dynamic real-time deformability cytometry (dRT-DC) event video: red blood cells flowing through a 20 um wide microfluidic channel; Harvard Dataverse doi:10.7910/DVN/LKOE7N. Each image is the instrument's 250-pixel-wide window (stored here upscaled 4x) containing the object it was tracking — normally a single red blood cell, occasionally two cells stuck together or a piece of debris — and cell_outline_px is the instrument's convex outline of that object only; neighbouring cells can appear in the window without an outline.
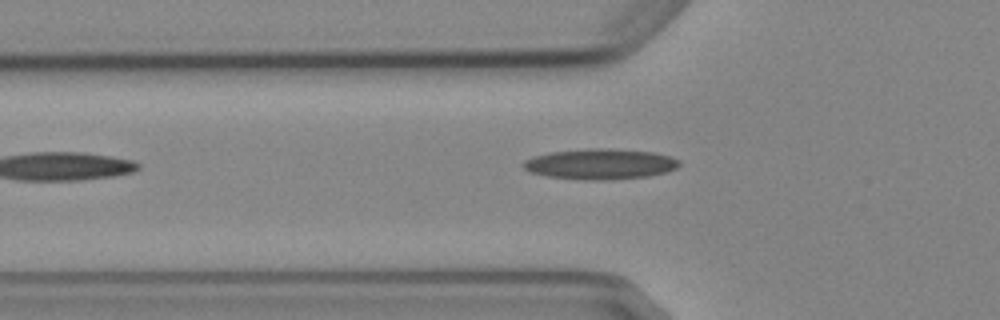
{"species": "Egyptian fruit bat (a non-hibernating species)", "species_latin": "Rousettus aegyptiacus", "temperature_condition": "cold", "stored_images_in_passage": 7, "camera_frame_rate_fps": 3000, "um_per_image_px": 0.085, "animal": {"sex": "female"}, "frame": {"image": 1, "passage_image": 6, "time_ms": 5.667, "image_size_px": [1000, 320], "cell_outline_px": [[680, 164], [676, 168], [668, 172], [648, 176], [612, 180], [580, 180], [548, 176], [528, 172], [520, 164], [524, 160], [532, 156], [548, 152], [588, 148], [608, 148], [652, 152], [668, 156], [680, 160]], "centroid_in_image_um": [50.97, 13.94], "position_along_channel_um": 74.8, "area_um2": 28.15}}
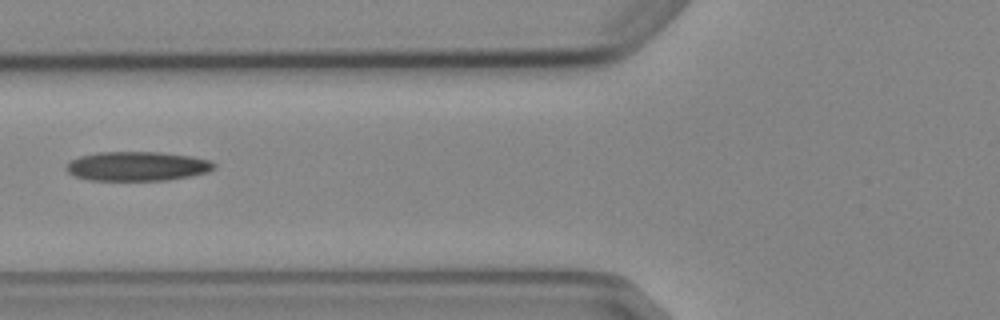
{"frame": {"image": 2, "passage_image": 7, "time_ms": 6.667, "image_size_px": [1000, 320], "cell_outline_px": [[216, 168], [208, 172], [192, 176], [168, 180], [88, 180], [76, 176], [68, 172], [68, 164], [72, 160], [80, 156], [96, 152], [160, 152], [192, 156], [208, 160], [216, 164]], "centroid_in_image_um": [11.72, 14.13], "position_along_channel_um": 114.1, "area_um2": 25.2}}